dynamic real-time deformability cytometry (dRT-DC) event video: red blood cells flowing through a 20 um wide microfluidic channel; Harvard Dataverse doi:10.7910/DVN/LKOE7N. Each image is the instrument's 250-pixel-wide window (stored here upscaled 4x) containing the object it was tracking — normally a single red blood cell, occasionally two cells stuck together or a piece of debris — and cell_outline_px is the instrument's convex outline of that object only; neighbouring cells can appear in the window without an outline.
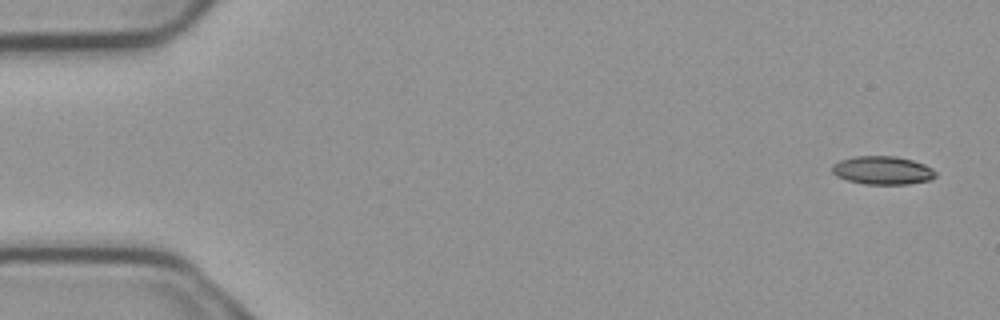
{"species": "common noctule bat (a hibernating species)", "species_latin": "Nyctalus noctula", "temperature_condition": "cold", "stored_images_in_passage": 6, "camera_frame_rate_fps": 3000, "um_per_image_px": 0.085, "animal": {"sex": "male", "body_mass_g": 23.1, "forearm_length_mm": 52.7}, "frame": {"image": 1, "passage_image": 1, "time_ms": 0.0, "image_size_px": [1000, 320], "cell_outline_px": [[936, 176], [928, 180], [908, 184], [864, 184], [848, 180], [836, 176], [832, 172], [832, 164], [840, 160], [852, 156], [896, 156], [912, 160], [924, 164], [932, 168], [936, 172]], "centroid_in_image_um": [74.99, 14.47], "position_along_channel_um": 10.0, "area_um2": 17.11}}
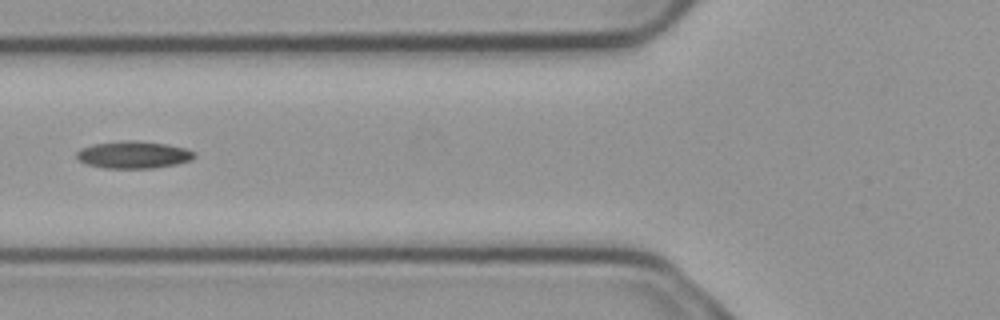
{"frame": {"image": 2, "passage_image": 5, "time_ms": 1.333, "image_size_px": [1000, 320], "cell_outline_px": [[196, 156], [192, 160], [176, 164], [152, 168], [104, 168], [84, 164], [76, 156], [76, 152], [80, 148], [92, 144], [124, 140], [136, 140], [168, 144], [184, 148], [196, 152]], "centroid_in_image_um": [11.34, 13.15], "position_along_channel_um": 114.5, "area_um2": 18.9}}
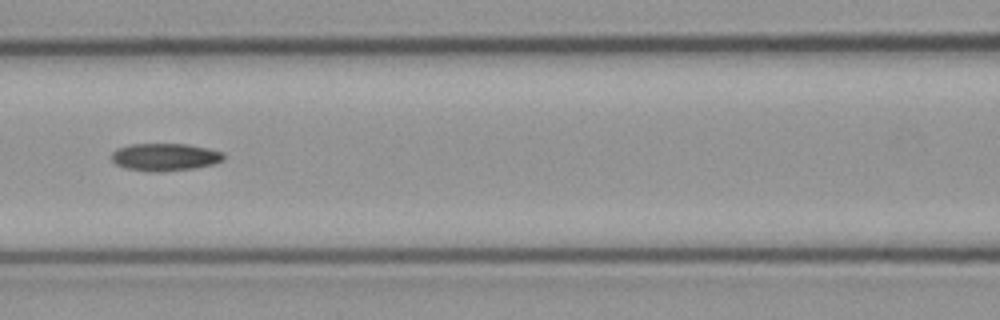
{"frame": {"image": 3, "passage_image": 6, "time_ms": 1.667, "image_size_px": [1000, 320], "cell_outline_px": [[224, 160], [212, 164], [196, 168], [160, 172], [152, 172], [124, 168], [116, 164], [112, 160], [112, 152], [116, 148], [132, 144], [188, 144], [208, 148], [224, 152]], "centroid_in_image_um": [14.02, 13.35], "position_along_channel_um": 152.6, "area_um2": 18.15}}